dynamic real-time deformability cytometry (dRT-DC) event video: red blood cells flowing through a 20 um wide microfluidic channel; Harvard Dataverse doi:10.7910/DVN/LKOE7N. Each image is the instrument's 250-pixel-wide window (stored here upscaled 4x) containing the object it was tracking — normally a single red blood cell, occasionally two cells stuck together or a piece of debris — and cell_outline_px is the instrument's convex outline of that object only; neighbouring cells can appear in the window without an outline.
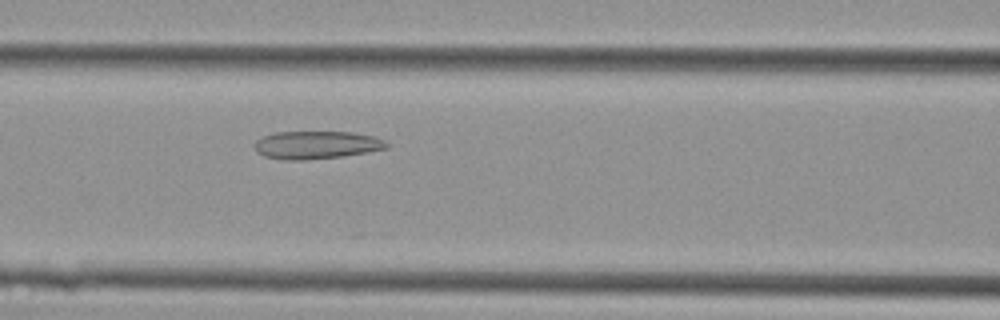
{"species": "Egyptian fruit bat (a non-hibernating species)", "species_latin": "Rousettus aegyptiacus", "temperature_condition": "cold", "stored_images_in_passage": 41, "camera_frame_rate_fps": 3000, "um_per_image_px": 0.085, "animal": {"sex": "female"}, "frame": {"image": 1, "passage_image": 16, "time_ms": 5.0, "image_size_px": [1000, 320], "cell_outline_px": [[388, 148], [344, 156], [304, 160], [284, 160], [264, 156], [256, 152], [252, 144], [260, 136], [276, 132], [352, 132], [372, 136], [384, 140], [388, 144]], "centroid_in_image_um": [26.83, 12.32], "position_along_channel_um": 139.8, "area_um2": 21.62}}
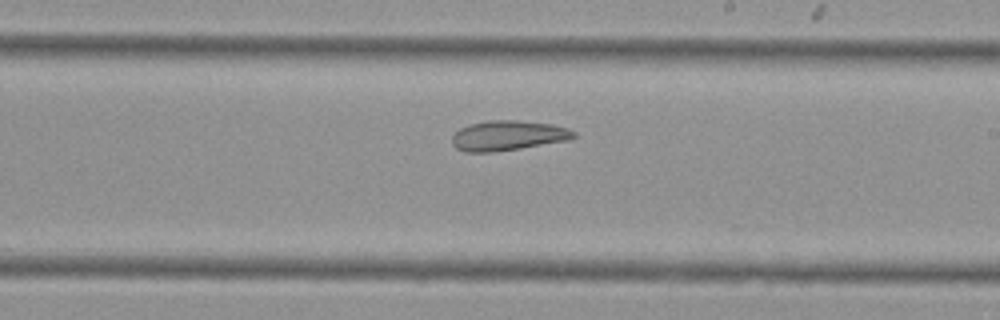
{"frame": {"image": 2, "passage_image": 23, "time_ms": 7.333, "image_size_px": [1000, 320], "cell_outline_px": [[576, 136], [568, 140], [520, 148], [492, 152], [464, 152], [456, 148], [452, 144], [452, 136], [460, 128], [468, 124], [488, 120], [516, 120], [552, 124], [568, 128], [576, 132]], "centroid_in_image_um": [43.16, 11.52], "position_along_channel_um": 245.8, "area_um2": 21.27}}
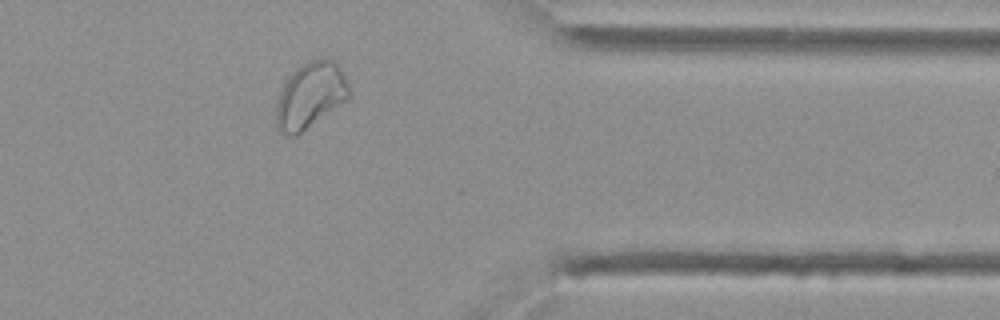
{"frame": {"image": 3, "passage_image": 33, "time_ms": 10.667, "image_size_px": [1000, 320], "cell_outline_px": [[352, 92], [348, 100], [296, 136], [288, 136], [280, 132], [276, 128], [276, 104], [280, 92], [284, 84], [292, 72], [296, 68], [308, 60], [320, 56], [328, 56], [344, 72]], "centroid_in_image_um": [26.41, 8.08], "position_along_channel_um": 385.0, "area_um2": 28.61}}